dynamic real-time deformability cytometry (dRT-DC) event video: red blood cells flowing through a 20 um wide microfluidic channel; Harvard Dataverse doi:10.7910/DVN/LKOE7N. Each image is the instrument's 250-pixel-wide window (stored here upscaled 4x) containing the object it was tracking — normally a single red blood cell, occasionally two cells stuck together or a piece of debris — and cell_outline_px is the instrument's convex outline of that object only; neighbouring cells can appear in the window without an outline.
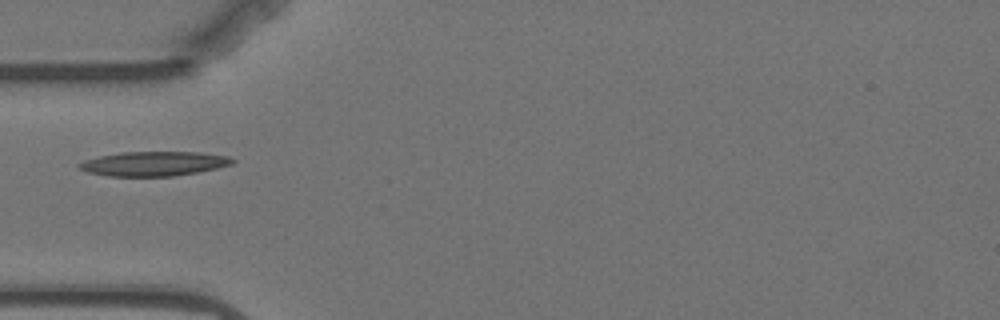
{"species": "Egyptian fruit bat (a non-hibernating species)", "species_latin": "Rousettus aegyptiacus", "temperature_condition": "warm", "stored_images_in_passage": 15, "camera_frame_rate_fps": 3000, "um_per_image_px": 0.085, "animal": {"sex": "female"}, "frame": {"image": 1, "passage_image": 5, "time_ms": 5.667, "image_size_px": [1000, 320], "cell_outline_px": [[236, 160], [232, 164], [216, 168], [196, 172], [172, 176], [108, 176], [88, 172], [80, 168], [76, 164], [84, 160], [100, 156], [120, 152], [200, 152], [228, 156]], "centroid_in_image_um": [13.07, 13.91], "position_along_channel_um": 71.9, "area_um2": 21.73}}
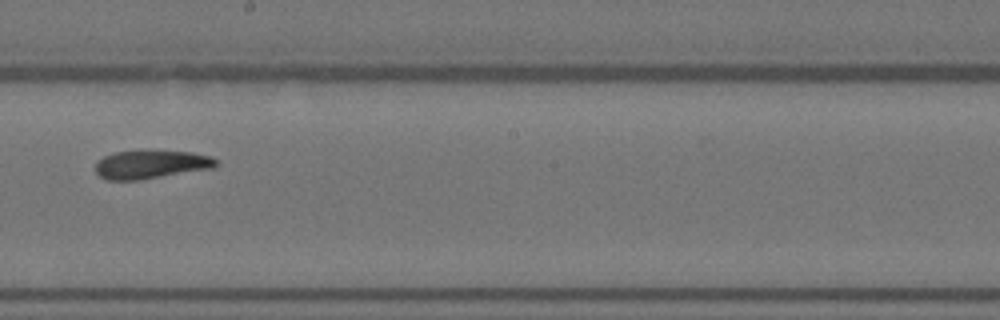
{"frame": {"image": 2, "passage_image": 9, "time_ms": 10.333, "image_size_px": [1000, 320], "cell_outline_px": [[220, 164], [216, 168], [140, 180], [108, 180], [100, 176], [96, 172], [96, 160], [104, 156], [116, 152], [152, 148], [192, 152], [212, 156]], "centroid_in_image_um": [12.89, 13.94], "position_along_channel_um": 235.3, "area_um2": 20.92}}
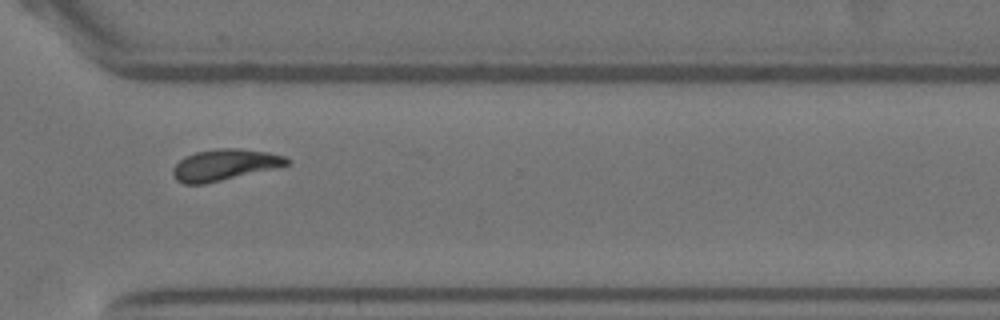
{"frame": {"image": 3, "passage_image": 12, "time_ms": 13.667, "image_size_px": [1000, 320], "cell_outline_px": [[292, 164], [276, 168], [204, 184], [184, 184], [176, 180], [172, 172], [172, 168], [184, 156], [196, 152], [220, 148], [240, 148], [268, 152], [284, 156], [292, 160]], "centroid_in_image_um": [19.12, 14.01], "position_along_channel_um": 351.5, "area_um2": 20.87}, "authors_computed_cell_mechanics": {"area_um2": 20.8658, "velocity_mm_per_s": 3.4981, "shape_relaxation_time_tau1_ms": 9.3105, "shape_relaxation_time_tau2_ms": 9.7567, "deformation_change_tau1": 0.2473, "deformation_change_tau2": 0.1583}}